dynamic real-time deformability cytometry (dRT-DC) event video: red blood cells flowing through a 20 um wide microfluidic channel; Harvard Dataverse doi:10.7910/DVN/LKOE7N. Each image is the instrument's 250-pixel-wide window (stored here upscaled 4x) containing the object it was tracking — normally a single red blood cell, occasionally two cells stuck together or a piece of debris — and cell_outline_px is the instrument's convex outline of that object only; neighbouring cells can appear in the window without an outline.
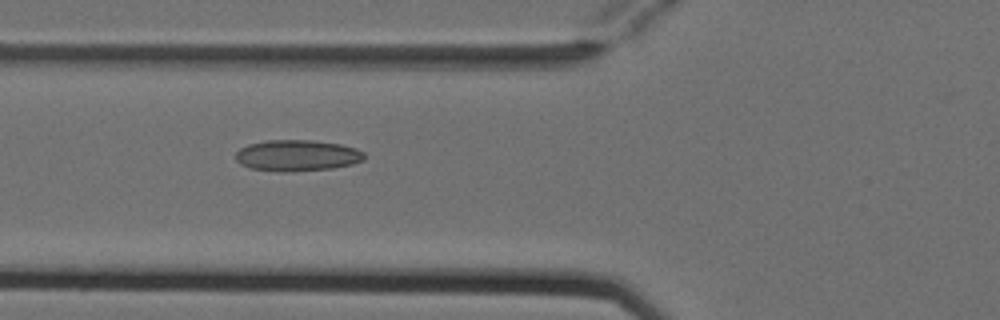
{"species": "Egyptian fruit bat (a non-hibernating species)", "species_latin": "Rousettus aegyptiacus", "temperature_condition": "cold", "stored_images_in_passage": 6, "camera_frame_rate_fps": 3000, "um_per_image_px": 0.085, "animal": {"sex": "female"}, "frame": {"image": 1, "passage_image": 6, "time_ms": 1.667, "image_size_px": [1000, 320], "cell_outline_px": [[364, 160], [352, 164], [332, 168], [284, 172], [280, 172], [248, 168], [240, 164], [236, 160], [236, 152], [240, 148], [248, 144], [268, 140], [312, 140], [340, 144], [356, 148], [364, 152]], "centroid_in_image_um": [25.24, 13.22], "position_along_channel_um": 100.6, "area_um2": 23.47}}